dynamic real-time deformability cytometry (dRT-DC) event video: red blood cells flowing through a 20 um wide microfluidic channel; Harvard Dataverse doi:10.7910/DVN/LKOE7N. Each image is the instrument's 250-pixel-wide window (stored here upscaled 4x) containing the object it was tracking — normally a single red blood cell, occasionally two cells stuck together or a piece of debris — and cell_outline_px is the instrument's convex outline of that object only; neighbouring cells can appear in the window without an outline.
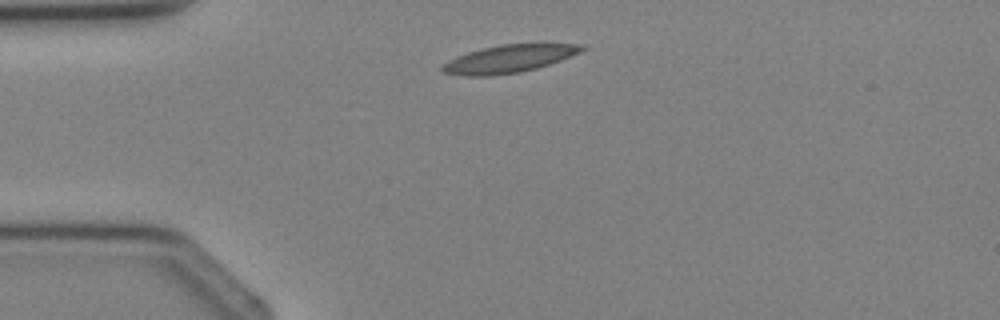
{"species": "Egyptian fruit bat (a non-hibernating species)", "species_latin": "Rousettus aegyptiacus", "temperature_condition": "cold", "stored_images_in_passage": 1, "camera_frame_rate_fps": 3000, "um_per_image_px": 0.085, "animal": {"sex": "female"}, "frame": {"image": 1, "passage_image": 1, "time_ms": 0.0, "image_size_px": [1000, 320], "cell_outline_px": [[588, 48], [580, 52], [560, 60], [536, 68], [520, 72], [492, 76], [464, 76], [444, 72], [440, 68], [448, 60], [468, 52], [500, 44], [584, 44]], "centroid_in_image_um": [43.26, 5.0], "position_along_channel_um": 41.7, "area_um2": 22.31}}